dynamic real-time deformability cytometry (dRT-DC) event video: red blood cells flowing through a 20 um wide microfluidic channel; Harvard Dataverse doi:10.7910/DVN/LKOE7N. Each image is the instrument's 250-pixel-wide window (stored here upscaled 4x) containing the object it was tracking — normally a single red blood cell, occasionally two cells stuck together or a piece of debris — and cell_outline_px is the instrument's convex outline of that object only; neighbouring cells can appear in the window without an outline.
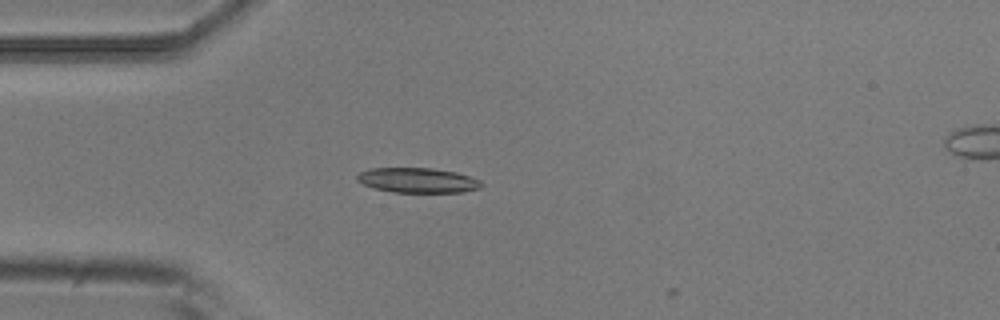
{"species": "common noctule bat (a hibernating species)", "species_latin": "Nyctalus noctula", "temperature_condition": "room temperature", "stored_images_in_passage": 5, "camera_frame_rate_fps": 3000, "um_per_image_px": 0.085, "animal": {"sex": "male", "body_mass_g": 20.5, "forearm_length_mm": 52.5}, "frame": {"image": 1, "passage_image": 4, "time_ms": 1.0, "image_size_px": [1000, 320], "cell_outline_px": [[484, 184], [480, 188], [460, 192], [392, 192], [376, 188], [364, 184], [356, 180], [356, 176], [360, 172], [372, 168], [432, 168], [456, 172], [480, 180]], "centroid_in_image_um": [35.51, 15.32], "position_along_channel_um": 49.5, "area_um2": 17.92}}